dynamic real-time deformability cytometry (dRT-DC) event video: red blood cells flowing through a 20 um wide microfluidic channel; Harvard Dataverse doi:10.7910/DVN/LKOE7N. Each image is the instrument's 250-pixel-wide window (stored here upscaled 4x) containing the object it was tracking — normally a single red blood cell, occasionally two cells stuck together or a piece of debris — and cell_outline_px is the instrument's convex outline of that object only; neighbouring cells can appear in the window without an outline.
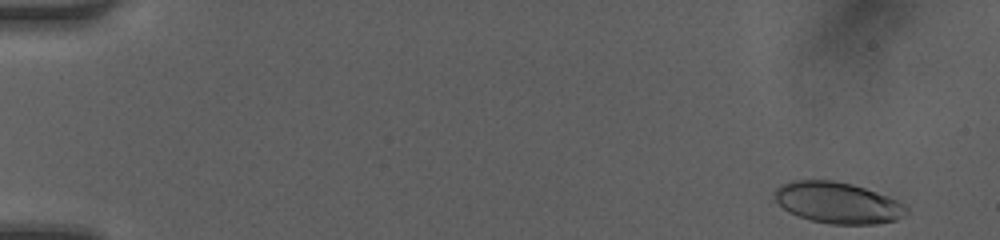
{"species": "human", "species_latin": "Homo sapiens", "temperature_condition": "room temperature", "stored_images_in_passage": 3, "camera_frame_rate_fps": 3000, "um_per_image_px": 0.085, "donor": {"sex": "female"}, "frame": {"image": 1, "passage_image": 1, "time_ms": 0.0, "image_size_px": [1000, 240], "cell_outline_px": [[908, 212], [904, 216], [896, 220], [876, 224], [828, 224], [812, 220], [788, 212], [776, 200], [776, 188], [780, 184], [792, 180], [832, 180], [852, 184], [888, 196], [904, 204], [908, 208]], "centroid_in_image_um": [71.23, 17.23], "position_along_channel_um": 13.8, "area_um2": 31.56}}